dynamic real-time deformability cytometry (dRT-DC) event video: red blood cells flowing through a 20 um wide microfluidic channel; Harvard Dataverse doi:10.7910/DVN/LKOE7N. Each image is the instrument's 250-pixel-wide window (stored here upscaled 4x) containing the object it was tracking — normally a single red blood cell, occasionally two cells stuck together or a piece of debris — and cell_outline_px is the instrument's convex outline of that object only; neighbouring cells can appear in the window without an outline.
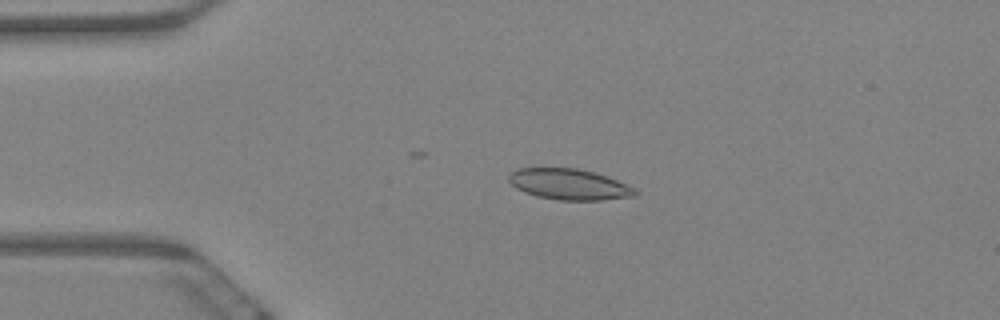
{"species": "Egyptian fruit bat (a non-hibernating species)", "species_latin": "Rousettus aegyptiacus", "temperature_condition": "warm", "stored_images_in_passage": 7, "camera_frame_rate_fps": 3000, "um_per_image_px": 0.085, "animal": {"sex": "female"}, "frame": {"image": 1, "passage_image": 4, "time_ms": 1.0, "image_size_px": [1000, 320], "cell_outline_px": [[636, 196], [600, 200], [560, 200], [536, 196], [524, 192], [516, 188], [508, 180], [508, 176], [516, 168], [576, 168], [596, 172], [628, 184], [636, 192]], "centroid_in_image_um": [48.36, 15.66], "position_along_channel_um": 36.6, "area_um2": 22.72}}
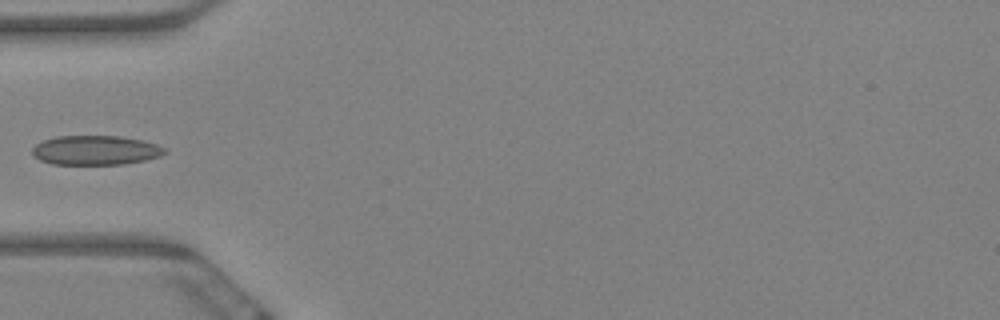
{"frame": {"image": 2, "passage_image": 6, "time_ms": 1.667, "image_size_px": [1000, 320], "cell_outline_px": [[168, 152], [160, 156], [144, 160], [124, 164], [52, 164], [40, 160], [32, 156], [32, 148], [36, 144], [44, 140], [56, 136], [120, 136], [144, 140], [156, 144], [164, 148]], "centroid_in_image_um": [8.11, 12.77], "position_along_channel_um": 76.9, "area_um2": 22.77}}
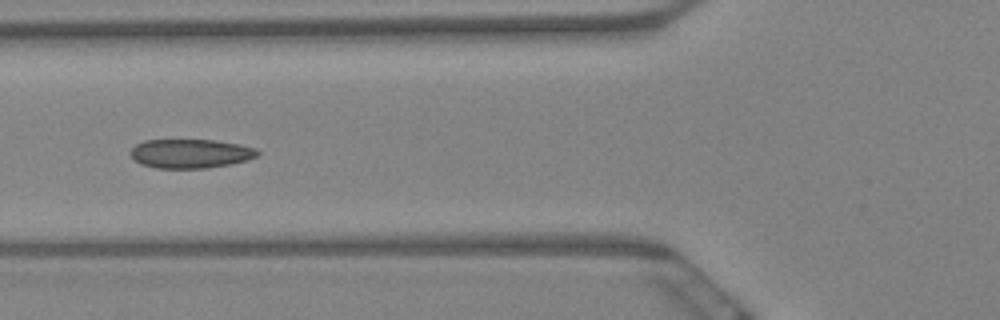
{"frame": {"image": 3, "passage_image": 7, "time_ms": 2.0, "image_size_px": [1000, 320], "cell_outline_px": [[260, 152], [256, 156], [248, 160], [232, 164], [208, 168], [156, 168], [140, 164], [128, 152], [136, 144], [144, 140], [216, 140], [256, 148]], "centroid_in_image_um": [16.18, 13.06], "position_along_channel_um": 109.6, "area_um2": 21.56}}